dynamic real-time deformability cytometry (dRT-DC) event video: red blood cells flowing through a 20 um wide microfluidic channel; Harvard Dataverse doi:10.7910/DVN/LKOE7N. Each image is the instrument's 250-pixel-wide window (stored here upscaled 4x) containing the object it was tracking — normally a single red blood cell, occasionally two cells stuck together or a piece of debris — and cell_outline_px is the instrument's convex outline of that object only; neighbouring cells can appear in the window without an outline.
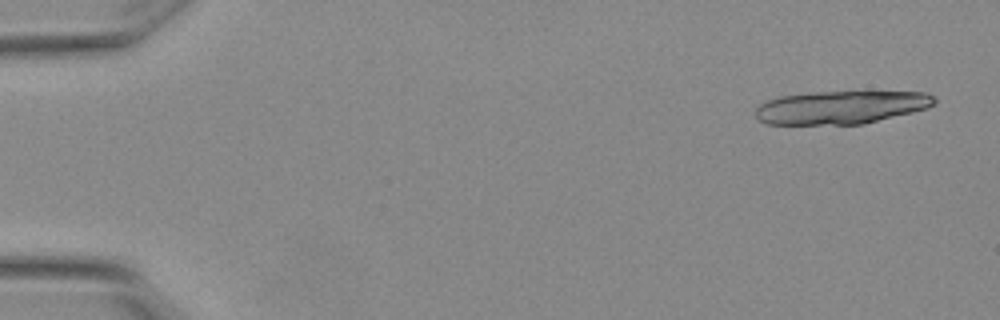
{"species": "Egyptian fruit bat (a non-hibernating species)", "species_latin": "Rousettus aegyptiacus", "temperature_condition": "warm", "stored_images_in_passage": 6, "camera_frame_rate_fps": 3000, "um_per_image_px": 0.085, "animal": {"sex": "female"}, "frame": {"image": 1, "passage_image": 1, "time_ms": 0.0, "image_size_px": [1000, 320], "cell_outline_px": [[936, 104], [928, 108], [864, 124], [768, 124], [760, 120], [756, 116], [756, 108], [760, 104], [768, 100], [780, 96], [812, 92], [924, 92], [932, 96], [936, 100]], "centroid_in_image_um": [71.5, 9.12], "position_along_channel_um": 13.5, "area_um2": 34.33}}
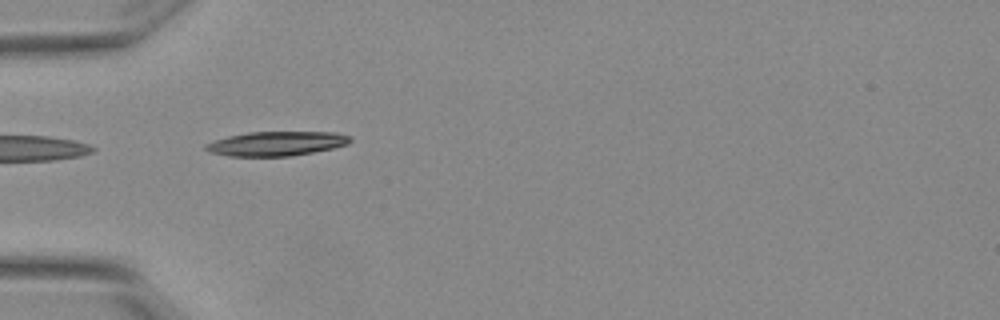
{"frame": {"image": 2, "passage_image": 5, "time_ms": 1.333, "image_size_px": [1000, 320], "cell_outline_px": [[352, 140], [348, 144], [332, 148], [312, 152], [288, 156], [228, 156], [208, 152], [204, 148], [204, 144], [212, 140], [228, 136], [248, 132], [336, 132], [352, 136]], "centroid_in_image_um": [23.46, 12.2], "position_along_channel_um": 61.5, "area_um2": 20.63}}
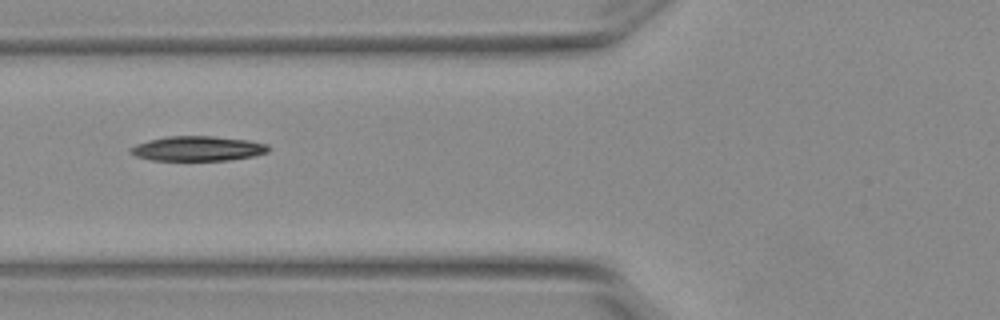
{"frame": {"image": 3, "passage_image": 6, "time_ms": 1.667, "image_size_px": [1000, 320], "cell_outline_px": [[268, 152], [252, 156], [228, 160], [152, 160], [136, 156], [128, 152], [128, 148], [136, 144], [148, 140], [168, 136], [216, 136], [248, 140], [268, 144]], "centroid_in_image_um": [16.77, 12.62], "position_along_channel_um": 109.0, "area_um2": 19.94}}